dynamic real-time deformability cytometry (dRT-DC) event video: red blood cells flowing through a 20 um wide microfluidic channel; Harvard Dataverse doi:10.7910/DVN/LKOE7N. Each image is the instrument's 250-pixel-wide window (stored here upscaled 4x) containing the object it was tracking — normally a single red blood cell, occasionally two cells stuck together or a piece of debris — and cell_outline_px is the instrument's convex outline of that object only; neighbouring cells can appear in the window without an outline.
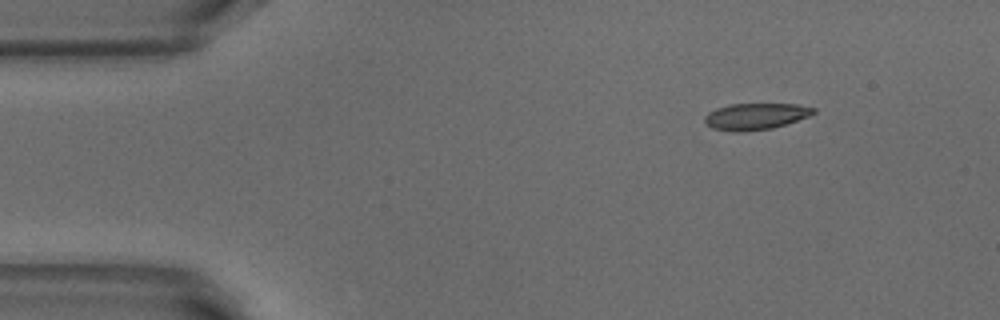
{"species": "common noctule bat (a hibernating species)", "species_latin": "Nyctalus noctula", "temperature_condition": "warm", "stored_images_in_passage": 14, "camera_frame_rate_fps": 3000, "um_per_image_px": 0.085, "animal": {"sex": "male", "body_mass_g": 18.8}, "frame": {"image": 1, "passage_image": 1, "time_ms": 0.0, "image_size_px": [1000, 320], "cell_outline_px": [[816, 112], [808, 116], [772, 128], [740, 132], [732, 132], [712, 128], [704, 124], [704, 116], [708, 112], [716, 108], [728, 104], [796, 104], [816, 108]], "centroid_in_image_um": [64.16, 9.89], "position_along_channel_um": 20.8, "area_um2": 16.82}}
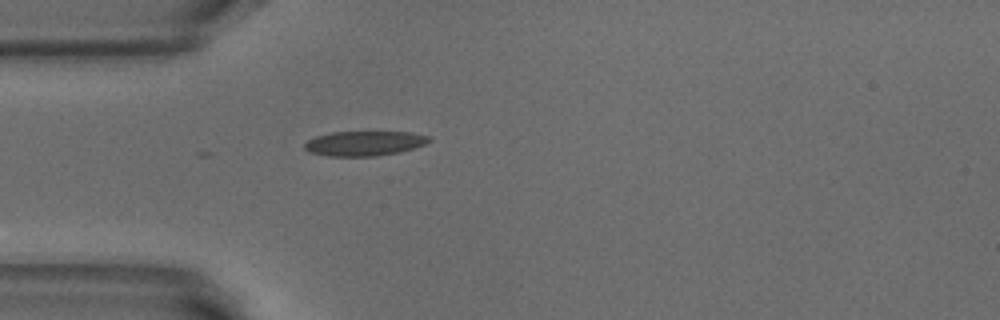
{"frame": {"image": 2, "passage_image": 9, "time_ms": 2.667, "image_size_px": [1000, 320], "cell_outline_px": [[432, 140], [424, 144], [400, 152], [376, 156], [328, 156], [308, 152], [304, 148], [304, 144], [308, 140], [316, 136], [332, 132], [412, 132], [428, 136]], "centroid_in_image_um": [30.95, 12.19], "position_along_channel_um": 54.1, "area_um2": 17.92}}
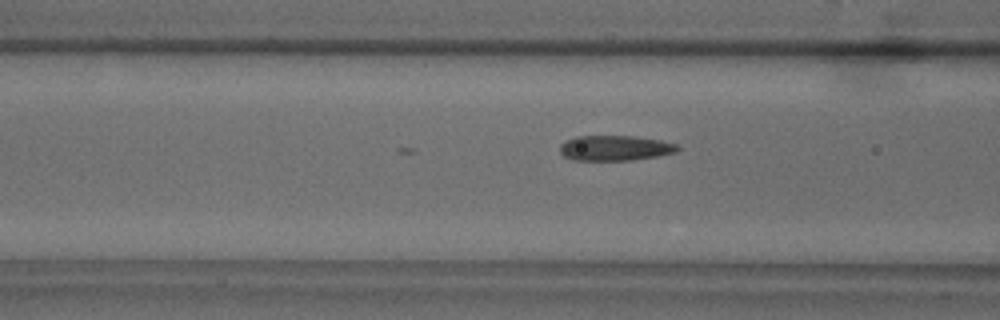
{"frame": {"image": 3, "passage_image": 14, "time_ms": 4.333, "image_size_px": [1000, 320], "cell_outline_px": [[680, 148], [676, 152], [660, 156], [632, 160], [572, 160], [564, 156], [560, 152], [560, 144], [564, 140], [576, 136], [636, 136], [660, 140], [676, 144]], "centroid_in_image_um": [52.26, 12.58], "position_along_channel_um": 114.3, "area_um2": 17.46}}